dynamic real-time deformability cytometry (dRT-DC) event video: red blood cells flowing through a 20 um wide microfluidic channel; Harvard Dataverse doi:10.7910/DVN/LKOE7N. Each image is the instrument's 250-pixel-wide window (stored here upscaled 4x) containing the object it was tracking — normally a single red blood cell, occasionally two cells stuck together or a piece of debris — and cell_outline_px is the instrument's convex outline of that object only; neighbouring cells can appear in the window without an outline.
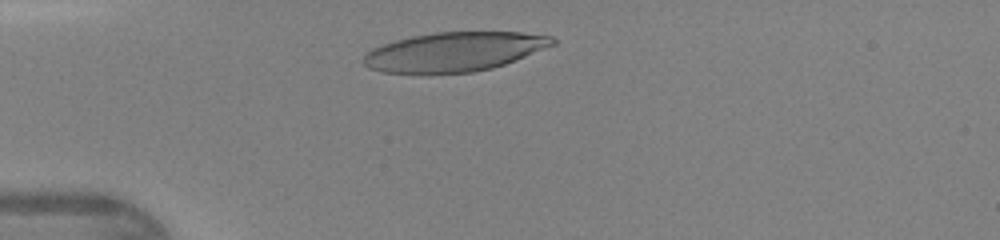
{"species": "human", "species_latin": "Homo sapiens", "temperature_condition": "warm", "stored_images_in_passage": 31, "camera_frame_rate_fps": 3000, "um_per_image_px": 0.085, "donor": {"sex": "female"}, "frame": {"image": 1, "passage_image": 5, "time_ms": 1.333, "image_size_px": [1000, 240], "cell_outline_px": [[556, 44], [504, 64], [492, 68], [472, 72], [420, 76], [384, 72], [368, 68], [364, 64], [364, 56], [372, 48], [396, 40], [412, 36], [436, 32], [520, 32], [552, 36], [556, 40]], "centroid_in_image_um": [38.57, 4.43], "position_along_channel_um": 46.4, "area_um2": 43.87}}
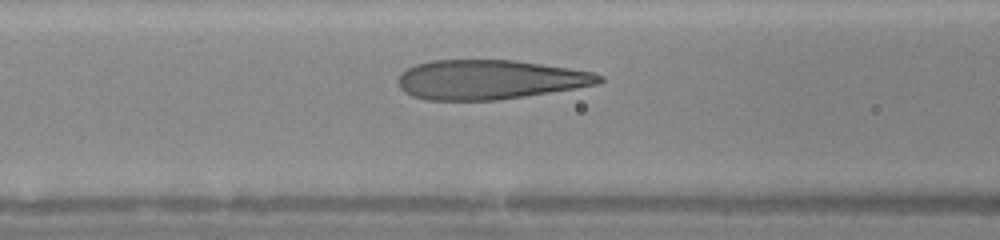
{"frame": {"image": 2, "passage_image": 12, "time_ms": 3.667, "image_size_px": [1000, 240], "cell_outline_px": [[604, 80], [600, 84], [576, 88], [524, 96], [496, 100], [424, 100], [412, 96], [404, 92], [400, 88], [396, 80], [408, 68], [416, 64], [432, 60], [516, 60], [568, 68], [592, 72], [604, 76]], "centroid_in_image_um": [41.61, 6.77], "position_along_channel_um": 125.0, "area_um2": 46.24}}
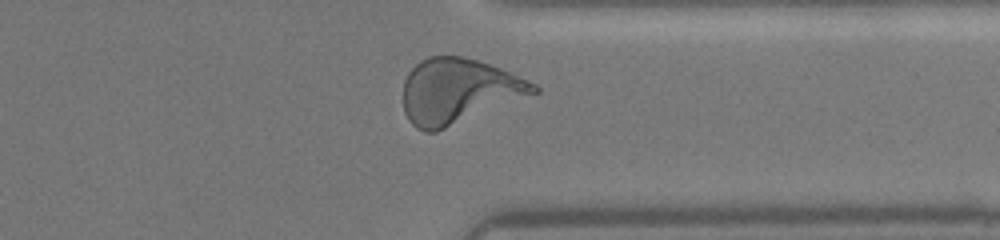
{"frame": {"image": 3, "passage_image": 29, "time_ms": 9.333, "image_size_px": [1000, 240], "cell_outline_px": [[540, 92], [436, 132], [424, 132], [416, 128], [408, 120], [404, 112], [404, 80], [408, 72], [420, 60], [428, 56], [464, 56], [500, 68], [528, 80], [536, 84], [540, 88]], "centroid_in_image_um": [38.97, 7.75], "position_along_channel_um": 372.4, "area_um2": 49.48}, "authors_computed_cell_mechanics": {"area_um2": 46.4712, "velocity_mm_per_s": 4.3846, "shape_relaxation_time_tau1_ms": 4.2871, "shape_relaxation_time_tau2_ms": null, "deformation_change_tau1": 0.2508, "deformation_change_tau2": null}}